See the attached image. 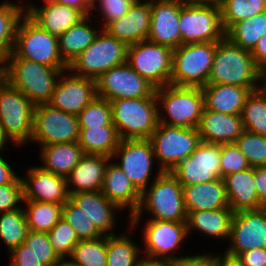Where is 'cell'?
<instances>
[{"label":"cell","mask_w":266,"mask_h":266,"mask_svg":"<svg viewBox=\"0 0 266 266\" xmlns=\"http://www.w3.org/2000/svg\"><path fill=\"white\" fill-rule=\"evenodd\" d=\"M144 209L154 216L150 220L187 222L183 186L170 172L159 170L151 187L142 192L140 206L129 220L130 228L139 223Z\"/></svg>","instance_id":"1"},{"label":"cell","mask_w":266,"mask_h":266,"mask_svg":"<svg viewBox=\"0 0 266 266\" xmlns=\"http://www.w3.org/2000/svg\"><path fill=\"white\" fill-rule=\"evenodd\" d=\"M258 81H263L262 85H257ZM208 83L254 87L257 90L264 85V74L256 67L251 51L235 45L225 36L217 44Z\"/></svg>","instance_id":"2"},{"label":"cell","mask_w":266,"mask_h":266,"mask_svg":"<svg viewBox=\"0 0 266 266\" xmlns=\"http://www.w3.org/2000/svg\"><path fill=\"white\" fill-rule=\"evenodd\" d=\"M4 79L21 91L35 106L50 102L63 71L22 58H6Z\"/></svg>","instance_id":"3"},{"label":"cell","mask_w":266,"mask_h":266,"mask_svg":"<svg viewBox=\"0 0 266 266\" xmlns=\"http://www.w3.org/2000/svg\"><path fill=\"white\" fill-rule=\"evenodd\" d=\"M112 123L120 140L150 139L159 125V105L155 91L144 98L110 101Z\"/></svg>","instance_id":"4"},{"label":"cell","mask_w":266,"mask_h":266,"mask_svg":"<svg viewBox=\"0 0 266 266\" xmlns=\"http://www.w3.org/2000/svg\"><path fill=\"white\" fill-rule=\"evenodd\" d=\"M159 110V123L183 128H197L205 108L201 87H178L166 85L155 89ZM167 115L169 118H167ZM167 118V120H166Z\"/></svg>","instance_id":"5"},{"label":"cell","mask_w":266,"mask_h":266,"mask_svg":"<svg viewBox=\"0 0 266 266\" xmlns=\"http://www.w3.org/2000/svg\"><path fill=\"white\" fill-rule=\"evenodd\" d=\"M6 58H22L68 69L59 53L58 37L40 28L26 14L18 24L13 51Z\"/></svg>","instance_id":"6"},{"label":"cell","mask_w":266,"mask_h":266,"mask_svg":"<svg viewBox=\"0 0 266 266\" xmlns=\"http://www.w3.org/2000/svg\"><path fill=\"white\" fill-rule=\"evenodd\" d=\"M217 44L189 43L173 49L170 85L202 88L208 84Z\"/></svg>","instance_id":"7"},{"label":"cell","mask_w":266,"mask_h":266,"mask_svg":"<svg viewBox=\"0 0 266 266\" xmlns=\"http://www.w3.org/2000/svg\"><path fill=\"white\" fill-rule=\"evenodd\" d=\"M128 45L104 29L68 66L74 75L96 80L109 69L127 62ZM76 71V72H75Z\"/></svg>","instance_id":"8"},{"label":"cell","mask_w":266,"mask_h":266,"mask_svg":"<svg viewBox=\"0 0 266 266\" xmlns=\"http://www.w3.org/2000/svg\"><path fill=\"white\" fill-rule=\"evenodd\" d=\"M35 105L5 79L0 84V127L13 145L25 144L33 134Z\"/></svg>","instance_id":"9"},{"label":"cell","mask_w":266,"mask_h":266,"mask_svg":"<svg viewBox=\"0 0 266 266\" xmlns=\"http://www.w3.org/2000/svg\"><path fill=\"white\" fill-rule=\"evenodd\" d=\"M162 172L172 171L202 143L197 128H183L159 123L149 139Z\"/></svg>","instance_id":"10"},{"label":"cell","mask_w":266,"mask_h":266,"mask_svg":"<svg viewBox=\"0 0 266 266\" xmlns=\"http://www.w3.org/2000/svg\"><path fill=\"white\" fill-rule=\"evenodd\" d=\"M173 49L148 40L128 45L127 63L155 88L170 85Z\"/></svg>","instance_id":"11"},{"label":"cell","mask_w":266,"mask_h":266,"mask_svg":"<svg viewBox=\"0 0 266 266\" xmlns=\"http://www.w3.org/2000/svg\"><path fill=\"white\" fill-rule=\"evenodd\" d=\"M78 117L52 107L39 104L34 107L33 134L30 141L41 146L77 142Z\"/></svg>","instance_id":"12"},{"label":"cell","mask_w":266,"mask_h":266,"mask_svg":"<svg viewBox=\"0 0 266 266\" xmlns=\"http://www.w3.org/2000/svg\"><path fill=\"white\" fill-rule=\"evenodd\" d=\"M179 29L182 44L219 42L225 37L219 3L181 6Z\"/></svg>","instance_id":"13"},{"label":"cell","mask_w":266,"mask_h":266,"mask_svg":"<svg viewBox=\"0 0 266 266\" xmlns=\"http://www.w3.org/2000/svg\"><path fill=\"white\" fill-rule=\"evenodd\" d=\"M155 87L127 62L117 65L96 79V95L109 102L117 99L149 97Z\"/></svg>","instance_id":"14"},{"label":"cell","mask_w":266,"mask_h":266,"mask_svg":"<svg viewBox=\"0 0 266 266\" xmlns=\"http://www.w3.org/2000/svg\"><path fill=\"white\" fill-rule=\"evenodd\" d=\"M120 157L115 163L129 178L134 187L142 194L147 189L155 159L152 144L149 139L120 140L112 159Z\"/></svg>","instance_id":"15"},{"label":"cell","mask_w":266,"mask_h":266,"mask_svg":"<svg viewBox=\"0 0 266 266\" xmlns=\"http://www.w3.org/2000/svg\"><path fill=\"white\" fill-rule=\"evenodd\" d=\"M229 240L231 246L225 254L232 257L251 249L266 248V208L234 213Z\"/></svg>","instance_id":"16"},{"label":"cell","mask_w":266,"mask_h":266,"mask_svg":"<svg viewBox=\"0 0 266 266\" xmlns=\"http://www.w3.org/2000/svg\"><path fill=\"white\" fill-rule=\"evenodd\" d=\"M170 173L182 186L211 182L221 178L220 144L202 142Z\"/></svg>","instance_id":"17"},{"label":"cell","mask_w":266,"mask_h":266,"mask_svg":"<svg viewBox=\"0 0 266 266\" xmlns=\"http://www.w3.org/2000/svg\"><path fill=\"white\" fill-rule=\"evenodd\" d=\"M143 230L146 257L177 263L186 257L170 255L188 236L186 222L149 220Z\"/></svg>","instance_id":"18"},{"label":"cell","mask_w":266,"mask_h":266,"mask_svg":"<svg viewBox=\"0 0 266 266\" xmlns=\"http://www.w3.org/2000/svg\"><path fill=\"white\" fill-rule=\"evenodd\" d=\"M72 74V75H71ZM63 71L48 104L67 114L78 116L96 95V80Z\"/></svg>","instance_id":"19"},{"label":"cell","mask_w":266,"mask_h":266,"mask_svg":"<svg viewBox=\"0 0 266 266\" xmlns=\"http://www.w3.org/2000/svg\"><path fill=\"white\" fill-rule=\"evenodd\" d=\"M179 1L151 0V25L147 40L172 49L182 45Z\"/></svg>","instance_id":"20"},{"label":"cell","mask_w":266,"mask_h":266,"mask_svg":"<svg viewBox=\"0 0 266 266\" xmlns=\"http://www.w3.org/2000/svg\"><path fill=\"white\" fill-rule=\"evenodd\" d=\"M22 181L23 201H43L64 204L69 199L66 178L30 167Z\"/></svg>","instance_id":"21"},{"label":"cell","mask_w":266,"mask_h":266,"mask_svg":"<svg viewBox=\"0 0 266 266\" xmlns=\"http://www.w3.org/2000/svg\"><path fill=\"white\" fill-rule=\"evenodd\" d=\"M151 25V0H135L128 12L119 19L109 23L105 28L109 35L125 42L127 45L147 40Z\"/></svg>","instance_id":"22"},{"label":"cell","mask_w":266,"mask_h":266,"mask_svg":"<svg viewBox=\"0 0 266 266\" xmlns=\"http://www.w3.org/2000/svg\"><path fill=\"white\" fill-rule=\"evenodd\" d=\"M45 3L36 7L30 3L26 8V15L40 28L59 37L85 15L78 9L67 5H62L54 0H44Z\"/></svg>","instance_id":"23"},{"label":"cell","mask_w":266,"mask_h":266,"mask_svg":"<svg viewBox=\"0 0 266 266\" xmlns=\"http://www.w3.org/2000/svg\"><path fill=\"white\" fill-rule=\"evenodd\" d=\"M203 143H234L244 132L241 115L219 113L204 108L197 127Z\"/></svg>","instance_id":"24"},{"label":"cell","mask_w":266,"mask_h":266,"mask_svg":"<svg viewBox=\"0 0 266 266\" xmlns=\"http://www.w3.org/2000/svg\"><path fill=\"white\" fill-rule=\"evenodd\" d=\"M111 160L104 155L84 154L66 177L68 194L101 191L105 169Z\"/></svg>","instance_id":"25"},{"label":"cell","mask_w":266,"mask_h":266,"mask_svg":"<svg viewBox=\"0 0 266 266\" xmlns=\"http://www.w3.org/2000/svg\"><path fill=\"white\" fill-rule=\"evenodd\" d=\"M101 192L120 209L129 208L128 218H131L140 206L141 193L115 163L108 162L106 166Z\"/></svg>","instance_id":"26"},{"label":"cell","mask_w":266,"mask_h":266,"mask_svg":"<svg viewBox=\"0 0 266 266\" xmlns=\"http://www.w3.org/2000/svg\"><path fill=\"white\" fill-rule=\"evenodd\" d=\"M69 199L82 209L103 235H114L110 231L116 226L114 213L120 208L101 191L74 193L69 195Z\"/></svg>","instance_id":"27"},{"label":"cell","mask_w":266,"mask_h":266,"mask_svg":"<svg viewBox=\"0 0 266 266\" xmlns=\"http://www.w3.org/2000/svg\"><path fill=\"white\" fill-rule=\"evenodd\" d=\"M223 179L229 207L234 213L263 208L257 196L254 167L227 175Z\"/></svg>","instance_id":"28"},{"label":"cell","mask_w":266,"mask_h":266,"mask_svg":"<svg viewBox=\"0 0 266 266\" xmlns=\"http://www.w3.org/2000/svg\"><path fill=\"white\" fill-rule=\"evenodd\" d=\"M205 108L219 113L241 115L247 96L254 87L208 83L202 87Z\"/></svg>","instance_id":"29"},{"label":"cell","mask_w":266,"mask_h":266,"mask_svg":"<svg viewBox=\"0 0 266 266\" xmlns=\"http://www.w3.org/2000/svg\"><path fill=\"white\" fill-rule=\"evenodd\" d=\"M184 204L187 212L230 208L224 179L183 186Z\"/></svg>","instance_id":"30"},{"label":"cell","mask_w":266,"mask_h":266,"mask_svg":"<svg viewBox=\"0 0 266 266\" xmlns=\"http://www.w3.org/2000/svg\"><path fill=\"white\" fill-rule=\"evenodd\" d=\"M41 147V169L55 175L67 177L78 164L84 152L77 142L50 144Z\"/></svg>","instance_id":"31"},{"label":"cell","mask_w":266,"mask_h":266,"mask_svg":"<svg viewBox=\"0 0 266 266\" xmlns=\"http://www.w3.org/2000/svg\"><path fill=\"white\" fill-rule=\"evenodd\" d=\"M233 215L231 208L187 212V233L196 229L205 235L229 240Z\"/></svg>","instance_id":"32"},{"label":"cell","mask_w":266,"mask_h":266,"mask_svg":"<svg viewBox=\"0 0 266 266\" xmlns=\"http://www.w3.org/2000/svg\"><path fill=\"white\" fill-rule=\"evenodd\" d=\"M91 16H85L77 24L58 37L59 53L69 64L84 51L97 37L99 32L88 24Z\"/></svg>","instance_id":"33"},{"label":"cell","mask_w":266,"mask_h":266,"mask_svg":"<svg viewBox=\"0 0 266 266\" xmlns=\"http://www.w3.org/2000/svg\"><path fill=\"white\" fill-rule=\"evenodd\" d=\"M120 138L115 126L91 127L79 129L77 143L84 154L104 155L112 158Z\"/></svg>","instance_id":"34"},{"label":"cell","mask_w":266,"mask_h":266,"mask_svg":"<svg viewBox=\"0 0 266 266\" xmlns=\"http://www.w3.org/2000/svg\"><path fill=\"white\" fill-rule=\"evenodd\" d=\"M23 6L7 0L0 4V63L13 51L18 24L26 14Z\"/></svg>","instance_id":"35"},{"label":"cell","mask_w":266,"mask_h":266,"mask_svg":"<svg viewBox=\"0 0 266 266\" xmlns=\"http://www.w3.org/2000/svg\"><path fill=\"white\" fill-rule=\"evenodd\" d=\"M266 34V11L234 24L225 36L244 50L253 51L258 40Z\"/></svg>","instance_id":"36"},{"label":"cell","mask_w":266,"mask_h":266,"mask_svg":"<svg viewBox=\"0 0 266 266\" xmlns=\"http://www.w3.org/2000/svg\"><path fill=\"white\" fill-rule=\"evenodd\" d=\"M25 202V217L29 231L48 233L62 218L64 204H56L43 201Z\"/></svg>","instance_id":"37"},{"label":"cell","mask_w":266,"mask_h":266,"mask_svg":"<svg viewBox=\"0 0 266 266\" xmlns=\"http://www.w3.org/2000/svg\"><path fill=\"white\" fill-rule=\"evenodd\" d=\"M226 33L234 24L266 11V0H218Z\"/></svg>","instance_id":"38"},{"label":"cell","mask_w":266,"mask_h":266,"mask_svg":"<svg viewBox=\"0 0 266 266\" xmlns=\"http://www.w3.org/2000/svg\"><path fill=\"white\" fill-rule=\"evenodd\" d=\"M241 118L244 129L266 136V86L251 91L245 100Z\"/></svg>","instance_id":"39"},{"label":"cell","mask_w":266,"mask_h":266,"mask_svg":"<svg viewBox=\"0 0 266 266\" xmlns=\"http://www.w3.org/2000/svg\"><path fill=\"white\" fill-rule=\"evenodd\" d=\"M69 258L75 266H107V235L80 240Z\"/></svg>","instance_id":"40"},{"label":"cell","mask_w":266,"mask_h":266,"mask_svg":"<svg viewBox=\"0 0 266 266\" xmlns=\"http://www.w3.org/2000/svg\"><path fill=\"white\" fill-rule=\"evenodd\" d=\"M128 237L125 233L107 236V266H136L142 252Z\"/></svg>","instance_id":"41"},{"label":"cell","mask_w":266,"mask_h":266,"mask_svg":"<svg viewBox=\"0 0 266 266\" xmlns=\"http://www.w3.org/2000/svg\"><path fill=\"white\" fill-rule=\"evenodd\" d=\"M29 232L23 208L10 212H3L0 216V239L11 252L24 243Z\"/></svg>","instance_id":"42"},{"label":"cell","mask_w":266,"mask_h":266,"mask_svg":"<svg viewBox=\"0 0 266 266\" xmlns=\"http://www.w3.org/2000/svg\"><path fill=\"white\" fill-rule=\"evenodd\" d=\"M77 117L79 129L114 126L110 102L97 96L82 109Z\"/></svg>","instance_id":"43"},{"label":"cell","mask_w":266,"mask_h":266,"mask_svg":"<svg viewBox=\"0 0 266 266\" xmlns=\"http://www.w3.org/2000/svg\"><path fill=\"white\" fill-rule=\"evenodd\" d=\"M62 217L75 230L79 240L96 239L104 236L90 221L80 207L68 199L62 208Z\"/></svg>","instance_id":"44"},{"label":"cell","mask_w":266,"mask_h":266,"mask_svg":"<svg viewBox=\"0 0 266 266\" xmlns=\"http://www.w3.org/2000/svg\"><path fill=\"white\" fill-rule=\"evenodd\" d=\"M234 143L251 167L266 166V136L244 130Z\"/></svg>","instance_id":"45"},{"label":"cell","mask_w":266,"mask_h":266,"mask_svg":"<svg viewBox=\"0 0 266 266\" xmlns=\"http://www.w3.org/2000/svg\"><path fill=\"white\" fill-rule=\"evenodd\" d=\"M50 243L61 259L72 253L74 246L80 241L72 226L62 217L48 232Z\"/></svg>","instance_id":"46"},{"label":"cell","mask_w":266,"mask_h":266,"mask_svg":"<svg viewBox=\"0 0 266 266\" xmlns=\"http://www.w3.org/2000/svg\"><path fill=\"white\" fill-rule=\"evenodd\" d=\"M24 244L30 248L37 261L43 266H53L61 260L54 251L46 232L29 231Z\"/></svg>","instance_id":"47"},{"label":"cell","mask_w":266,"mask_h":266,"mask_svg":"<svg viewBox=\"0 0 266 266\" xmlns=\"http://www.w3.org/2000/svg\"><path fill=\"white\" fill-rule=\"evenodd\" d=\"M221 178L246 170L250 164L235 143L220 144Z\"/></svg>","instance_id":"48"},{"label":"cell","mask_w":266,"mask_h":266,"mask_svg":"<svg viewBox=\"0 0 266 266\" xmlns=\"http://www.w3.org/2000/svg\"><path fill=\"white\" fill-rule=\"evenodd\" d=\"M23 202L22 181L17 177L8 184L0 185V212H10L21 208L17 205Z\"/></svg>","instance_id":"49"},{"label":"cell","mask_w":266,"mask_h":266,"mask_svg":"<svg viewBox=\"0 0 266 266\" xmlns=\"http://www.w3.org/2000/svg\"><path fill=\"white\" fill-rule=\"evenodd\" d=\"M135 0H97L99 4H93V9L101 11L105 28L109 23L125 15ZM98 5V7L96 6Z\"/></svg>","instance_id":"50"},{"label":"cell","mask_w":266,"mask_h":266,"mask_svg":"<svg viewBox=\"0 0 266 266\" xmlns=\"http://www.w3.org/2000/svg\"><path fill=\"white\" fill-rule=\"evenodd\" d=\"M9 266H43L24 243L10 252Z\"/></svg>","instance_id":"51"},{"label":"cell","mask_w":266,"mask_h":266,"mask_svg":"<svg viewBox=\"0 0 266 266\" xmlns=\"http://www.w3.org/2000/svg\"><path fill=\"white\" fill-rule=\"evenodd\" d=\"M177 266H220V255L203 253L202 255L186 256L177 263Z\"/></svg>","instance_id":"52"},{"label":"cell","mask_w":266,"mask_h":266,"mask_svg":"<svg viewBox=\"0 0 266 266\" xmlns=\"http://www.w3.org/2000/svg\"><path fill=\"white\" fill-rule=\"evenodd\" d=\"M237 259L242 266H266V248H256L240 253Z\"/></svg>","instance_id":"53"},{"label":"cell","mask_w":266,"mask_h":266,"mask_svg":"<svg viewBox=\"0 0 266 266\" xmlns=\"http://www.w3.org/2000/svg\"><path fill=\"white\" fill-rule=\"evenodd\" d=\"M254 177L260 205L266 208V166L254 167Z\"/></svg>","instance_id":"54"},{"label":"cell","mask_w":266,"mask_h":266,"mask_svg":"<svg viewBox=\"0 0 266 266\" xmlns=\"http://www.w3.org/2000/svg\"><path fill=\"white\" fill-rule=\"evenodd\" d=\"M256 67L266 75V34L262 36L256 45V47L251 52Z\"/></svg>","instance_id":"55"},{"label":"cell","mask_w":266,"mask_h":266,"mask_svg":"<svg viewBox=\"0 0 266 266\" xmlns=\"http://www.w3.org/2000/svg\"><path fill=\"white\" fill-rule=\"evenodd\" d=\"M55 2L74 7L80 10L85 16L93 14V4L90 0H54Z\"/></svg>","instance_id":"56"},{"label":"cell","mask_w":266,"mask_h":266,"mask_svg":"<svg viewBox=\"0 0 266 266\" xmlns=\"http://www.w3.org/2000/svg\"><path fill=\"white\" fill-rule=\"evenodd\" d=\"M16 175L10 164L0 155V185L11 183Z\"/></svg>","instance_id":"57"},{"label":"cell","mask_w":266,"mask_h":266,"mask_svg":"<svg viewBox=\"0 0 266 266\" xmlns=\"http://www.w3.org/2000/svg\"><path fill=\"white\" fill-rule=\"evenodd\" d=\"M136 266H177V262L166 259H153L148 257H141Z\"/></svg>","instance_id":"58"},{"label":"cell","mask_w":266,"mask_h":266,"mask_svg":"<svg viewBox=\"0 0 266 266\" xmlns=\"http://www.w3.org/2000/svg\"><path fill=\"white\" fill-rule=\"evenodd\" d=\"M220 254V266H242V263L237 259V257H232L227 254Z\"/></svg>","instance_id":"59"},{"label":"cell","mask_w":266,"mask_h":266,"mask_svg":"<svg viewBox=\"0 0 266 266\" xmlns=\"http://www.w3.org/2000/svg\"><path fill=\"white\" fill-rule=\"evenodd\" d=\"M185 6L216 5L218 0H179Z\"/></svg>","instance_id":"60"},{"label":"cell","mask_w":266,"mask_h":266,"mask_svg":"<svg viewBox=\"0 0 266 266\" xmlns=\"http://www.w3.org/2000/svg\"><path fill=\"white\" fill-rule=\"evenodd\" d=\"M9 138L5 135L3 129L0 127V152L5 149V143ZM4 147V148H3Z\"/></svg>","instance_id":"61"},{"label":"cell","mask_w":266,"mask_h":266,"mask_svg":"<svg viewBox=\"0 0 266 266\" xmlns=\"http://www.w3.org/2000/svg\"><path fill=\"white\" fill-rule=\"evenodd\" d=\"M53 266H75L74 264H72L69 260L67 259H61L58 263H56Z\"/></svg>","instance_id":"62"},{"label":"cell","mask_w":266,"mask_h":266,"mask_svg":"<svg viewBox=\"0 0 266 266\" xmlns=\"http://www.w3.org/2000/svg\"><path fill=\"white\" fill-rule=\"evenodd\" d=\"M3 80H4V64L0 63V84L3 82Z\"/></svg>","instance_id":"63"},{"label":"cell","mask_w":266,"mask_h":266,"mask_svg":"<svg viewBox=\"0 0 266 266\" xmlns=\"http://www.w3.org/2000/svg\"><path fill=\"white\" fill-rule=\"evenodd\" d=\"M157 1H179V0H157Z\"/></svg>","instance_id":"64"},{"label":"cell","mask_w":266,"mask_h":266,"mask_svg":"<svg viewBox=\"0 0 266 266\" xmlns=\"http://www.w3.org/2000/svg\"><path fill=\"white\" fill-rule=\"evenodd\" d=\"M92 4H95L97 0H90Z\"/></svg>","instance_id":"65"},{"label":"cell","mask_w":266,"mask_h":266,"mask_svg":"<svg viewBox=\"0 0 266 266\" xmlns=\"http://www.w3.org/2000/svg\"><path fill=\"white\" fill-rule=\"evenodd\" d=\"M264 85L266 86V75L264 76Z\"/></svg>","instance_id":"66"}]
</instances>
